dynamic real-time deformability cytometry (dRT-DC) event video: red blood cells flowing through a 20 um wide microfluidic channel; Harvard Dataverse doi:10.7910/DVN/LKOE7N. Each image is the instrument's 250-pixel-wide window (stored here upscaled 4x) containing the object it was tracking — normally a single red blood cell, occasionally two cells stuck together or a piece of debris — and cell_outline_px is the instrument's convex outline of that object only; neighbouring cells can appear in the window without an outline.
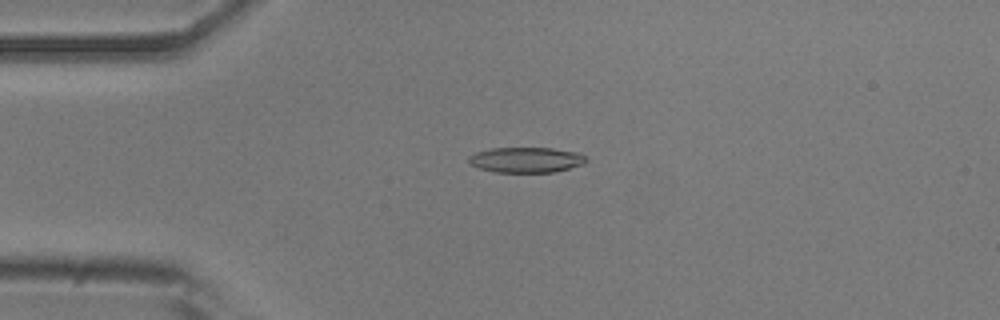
{"species": "common noctule bat (a hibernating species)", "species_latin": "Nyctalus noctula", "temperature_condition": "room temperature", "stored_images_in_passage": 49, "camera_frame_rate_fps": 3000, "um_per_image_px": 0.085, "animal": {"sex": "male", "body_mass_g": 20.5, "forearm_length_mm": 52.5}, "frame": {"image": 1, "passage_image": 9, "time_ms": 2.667, "image_size_px": [1000, 320], "cell_outline_px": [[588, 160], [584, 164], [556, 172], [496, 172], [480, 168], [472, 164], [468, 160], [468, 156], [476, 152], [488, 148], [552, 148], [580, 152]], "centroid_in_image_um": [44.76, 13.58], "position_along_channel_um": 40.2, "area_um2": 17.46}}
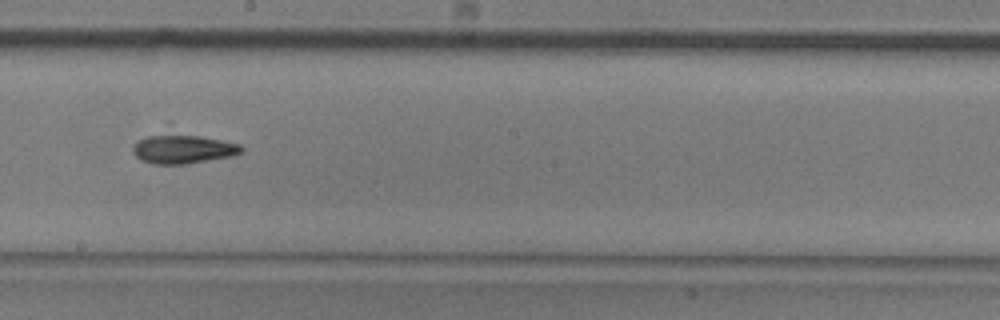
{"frame": {"image": 2, "passage_image": 26, "time_ms": 8.333, "image_size_px": [1000, 320], "cell_outline_px": [[244, 152], [232, 156], [184, 164], [152, 164], [140, 160], [132, 152], [132, 144], [172, 120], [240, 144], [244, 148]], "centroid_in_image_um": [15.54, 12.39], "position_along_channel_um": 232.7, "area_um2": 22.6}}
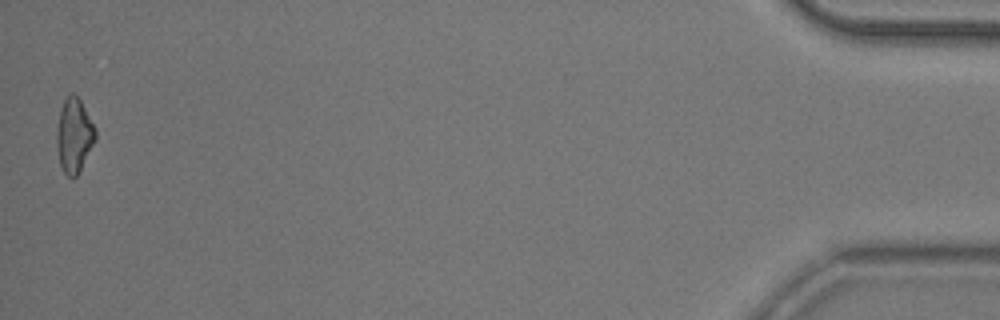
{"frame": {"image": 3, "passage_image": 49, "time_ms": 16.0, "image_size_px": [1000, 320], "cell_outline_px": [[96, 140], [76, 176], [72, 180], [64, 172], [60, 164], [56, 144], [56, 132], [60, 112], [64, 100], [72, 92], [80, 100], [96, 128]], "centroid_in_image_um": [6.3, 11.53], "position_along_channel_um": 428.9, "area_um2": 16.59}}